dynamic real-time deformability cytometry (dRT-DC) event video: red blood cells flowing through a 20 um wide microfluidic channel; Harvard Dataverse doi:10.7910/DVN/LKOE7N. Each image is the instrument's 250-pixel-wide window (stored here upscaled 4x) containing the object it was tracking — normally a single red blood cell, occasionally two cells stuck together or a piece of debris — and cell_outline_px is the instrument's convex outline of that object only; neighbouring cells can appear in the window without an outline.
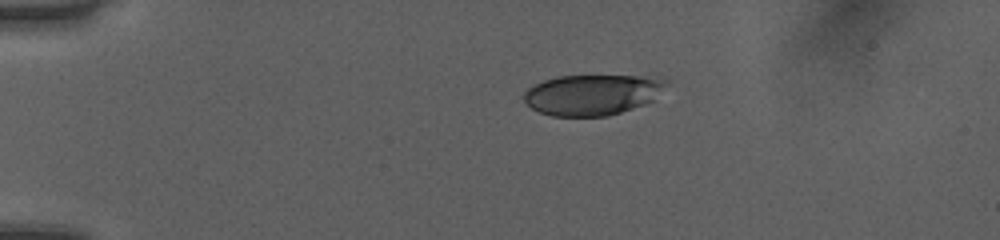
{"species": "human", "species_latin": "Homo sapiens", "temperature_condition": "room temperature", "stored_images_in_passage": 20, "camera_frame_rate_fps": 3000, "um_per_image_px": 0.085, "donor": {"sex": "female"}, "frame": {"image": 1, "passage_image": 1, "time_ms": 0.0, "image_size_px": [1000, 240], "cell_outline_px": [[668, 84], [652, 100], [644, 104], [608, 116], [552, 116], [540, 112], [532, 108], [524, 100], [524, 92], [532, 84], [544, 80], [560, 76], [640, 76], [668, 80]], "centroid_in_image_um": [50.31, 8.05], "position_along_channel_um": 34.7, "area_um2": 33.41}}
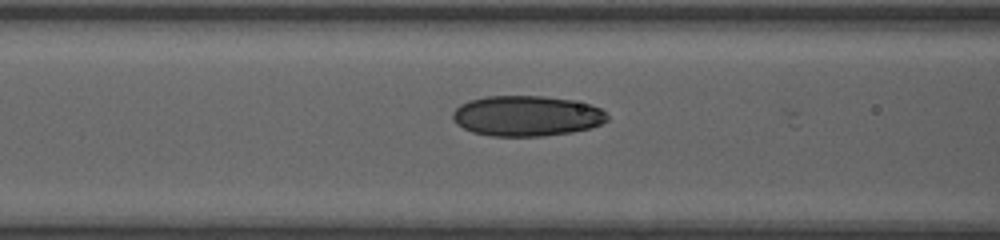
{"frame": {"image": 2, "passage_image": 12, "time_ms": 3.667, "image_size_px": [1000, 240], "cell_outline_px": [[608, 120], [592, 128], [572, 132], [544, 136], [492, 136], [472, 132], [456, 124], [452, 120], [452, 112], [460, 104], [468, 100], [484, 96], [544, 96], [572, 100], [588, 104], [600, 108], [608, 116]], "centroid_in_image_um": [44.74, 9.85], "position_along_channel_um": 121.9, "area_um2": 36.65}}
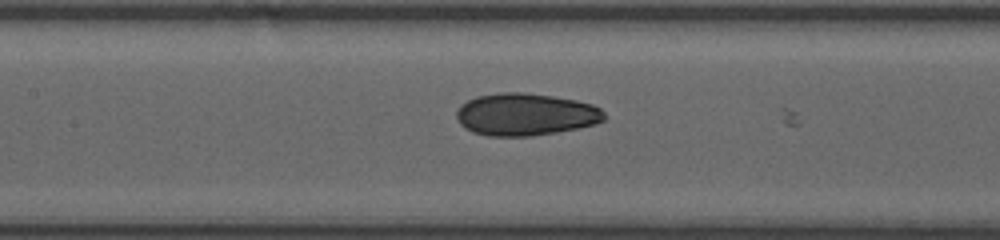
{"frame": {"image": 3, "passage_image": 15, "time_ms": 4.667, "image_size_px": [1000, 240], "cell_outline_px": [[604, 120], [596, 124], [556, 132], [532, 136], [488, 136], [472, 132], [464, 128], [456, 120], [456, 112], [460, 104], [476, 96], [500, 92], [524, 92], [552, 96], [576, 100], [592, 104], [600, 108], [604, 112]], "centroid_in_image_um": [44.63, 9.72], "position_along_channel_um": 162.8, "area_um2": 36.65}}